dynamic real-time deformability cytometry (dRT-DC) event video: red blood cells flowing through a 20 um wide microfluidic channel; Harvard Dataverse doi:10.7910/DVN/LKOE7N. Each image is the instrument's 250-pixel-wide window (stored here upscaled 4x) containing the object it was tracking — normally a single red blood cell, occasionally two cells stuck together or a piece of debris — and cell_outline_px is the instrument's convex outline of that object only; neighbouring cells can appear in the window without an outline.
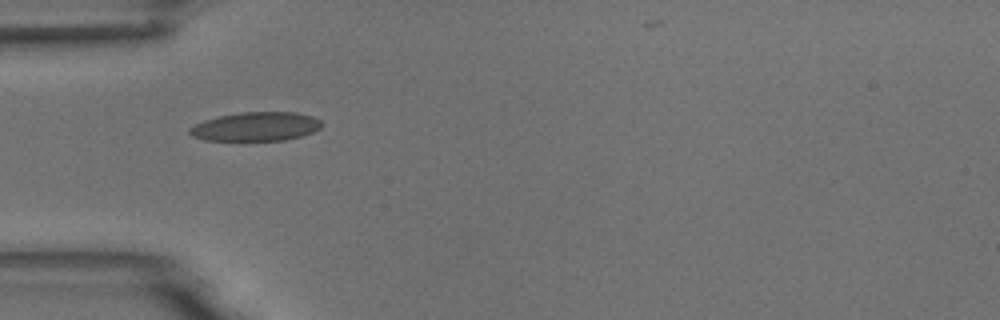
{"species": "common noctule bat (a hibernating species)", "species_latin": "Nyctalus noctula", "temperature_condition": "room temperature", "stored_images_in_passage": 6, "camera_frame_rate_fps": 3000, "um_per_image_px": 0.085, "animal": {"sex": "male", "body_mass_g": 18.8}, "frame": {"image": 1, "passage_image": 5, "time_ms": 5.333, "image_size_px": [1000, 320], "cell_outline_px": [[324, 124], [320, 128], [312, 132], [300, 136], [284, 140], [204, 140], [192, 136], [188, 132], [188, 128], [204, 120], [220, 116], [240, 112], [296, 112], [312, 116], [320, 120]], "centroid_in_image_um": [21.75, 10.75], "position_along_channel_um": 63.3, "area_um2": 22.2}}